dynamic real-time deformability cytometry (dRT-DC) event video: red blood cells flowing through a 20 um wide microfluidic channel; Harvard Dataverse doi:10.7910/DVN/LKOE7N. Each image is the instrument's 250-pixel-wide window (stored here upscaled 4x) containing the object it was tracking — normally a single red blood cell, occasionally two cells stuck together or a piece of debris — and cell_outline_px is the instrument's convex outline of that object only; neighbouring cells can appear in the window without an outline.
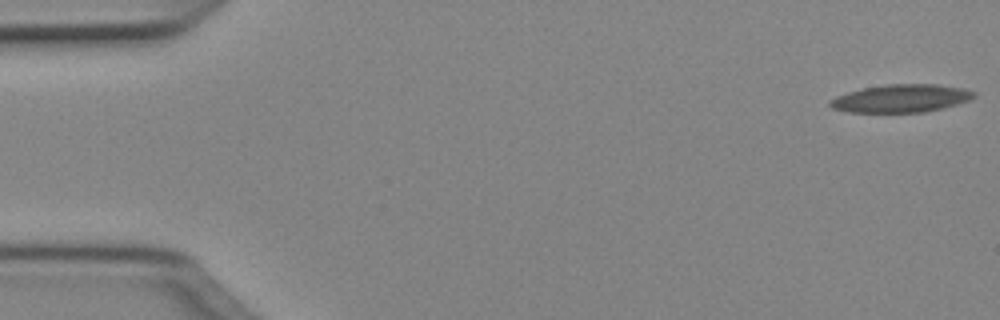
{"species": "Egyptian fruit bat (a non-hibernating species)", "species_latin": "Rousettus aegyptiacus", "temperature_condition": "cold", "stored_images_in_passage": 51, "camera_frame_rate_fps": 3000, "um_per_image_px": 0.085, "animal": {"sex": "female"}, "frame": {"image": 1, "passage_image": 1, "time_ms": 0.0, "image_size_px": [1000, 320], "cell_outline_px": [[976, 96], [968, 100], [956, 104], [924, 112], [848, 112], [832, 108], [828, 104], [828, 100], [836, 96], [848, 92], [864, 88], [888, 84], [936, 84], [964, 88], [976, 92]], "centroid_in_image_um": [76.57, 8.36], "position_along_channel_um": 8.4, "area_um2": 23.29}}
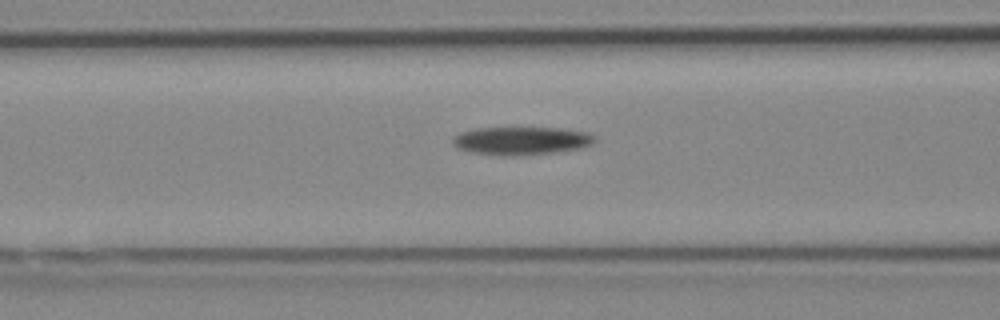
{"frame": {"image": 2, "passage_image": 20, "time_ms": 6.333, "image_size_px": [1000, 320], "cell_outline_px": [[596, 140], [592, 144], [584, 148], [556, 152], [512, 156], [500, 156], [472, 152], [456, 148], [452, 144], [452, 140], [460, 132], [476, 128], [560, 128], [592, 132], [596, 136]], "centroid_in_image_um": [44.37, 11.96], "position_along_channel_um": 122.2, "area_um2": 23.58}}
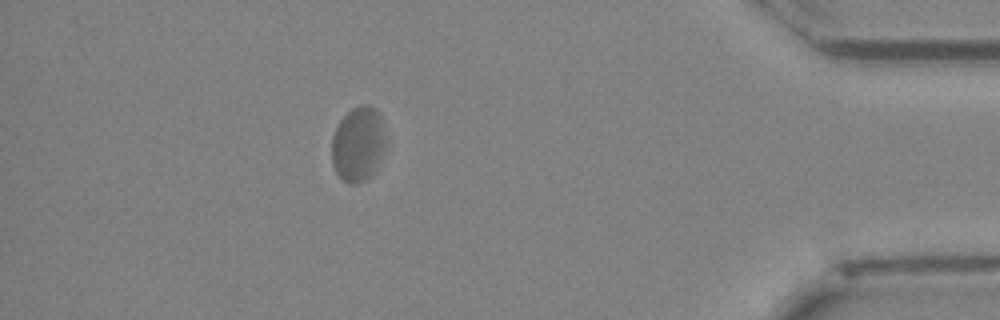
{"frame": {"image": 3, "passage_image": 45, "time_ms": 14.667, "image_size_px": [1000, 320], "cell_outline_px": [[384, 152], [376, 168], [364, 180], [356, 184], [348, 184], [340, 180], [332, 164], [332, 136], [340, 120], [352, 108], [360, 104], [368, 104], [376, 108], [380, 116], [384, 136]], "centroid_in_image_um": [30.41, 12.25], "position_along_channel_um": 404.8, "area_um2": 23.52}}